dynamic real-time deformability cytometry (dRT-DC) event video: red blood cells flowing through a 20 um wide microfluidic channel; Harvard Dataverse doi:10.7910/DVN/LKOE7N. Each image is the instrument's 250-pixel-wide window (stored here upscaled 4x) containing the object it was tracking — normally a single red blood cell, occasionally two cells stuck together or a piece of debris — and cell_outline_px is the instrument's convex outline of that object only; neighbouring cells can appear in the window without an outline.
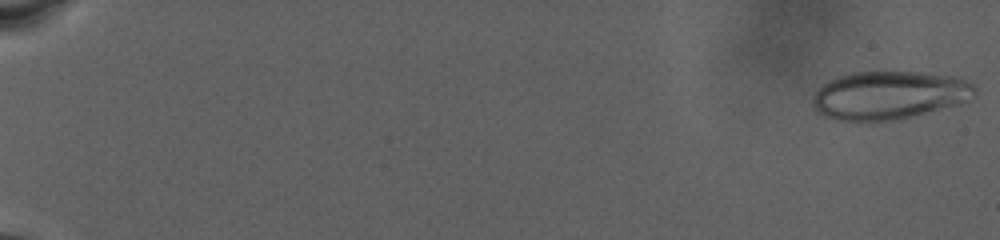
{"species": "human", "species_latin": "Homo sapiens", "temperature_condition": "warm", "stored_images_in_passage": 81, "camera_frame_rate_fps": 3000, "um_per_image_px": 0.085, "donor": {"sex": "male"}, "frame": {"image": 1, "passage_image": 1, "time_ms": 0.0, "image_size_px": [1000, 240], "cell_outline_px": [[976, 96], [968, 100], [956, 104], [900, 120], [876, 124], [868, 124], [836, 120], [824, 116], [816, 112], [812, 108], [812, 96], [828, 80], [836, 76], [852, 72], [920, 72], [952, 76], [964, 80], [972, 84], [976, 88]], "centroid_in_image_um": [75.5, 8.14], "position_along_channel_um": 9.5, "area_um2": 46.64}}
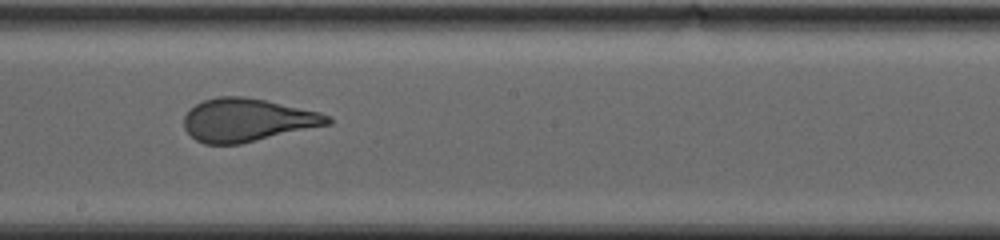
{"frame": {"image": 2, "passage_image": 50, "time_ms": 16.333, "image_size_px": [1000, 240], "cell_outline_px": [[332, 124], [240, 144], [204, 144], [196, 140], [184, 128], [184, 116], [196, 104], [204, 100], [220, 96], [244, 96], [264, 100], [320, 112], [332, 116]], "centroid_in_image_um": [21.05, 10.21], "position_along_channel_um": 227.1, "area_um2": 36.01}}
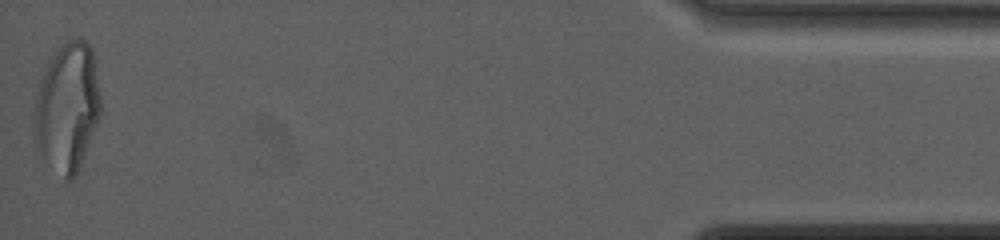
{"frame": {"image": 3, "passage_image": 81, "time_ms": 26.667, "image_size_px": [1000, 240], "cell_outline_px": [[100, 112], [76, 176], [72, 180], [64, 180], [36, 148], [36, 100], [40, 84], [52, 56], [56, 48], [72, 36], [76, 36], [84, 40], [92, 48], [100, 96]], "centroid_in_image_um": [5.75, 9.08], "position_along_channel_um": 429.5, "area_um2": 48.67}}